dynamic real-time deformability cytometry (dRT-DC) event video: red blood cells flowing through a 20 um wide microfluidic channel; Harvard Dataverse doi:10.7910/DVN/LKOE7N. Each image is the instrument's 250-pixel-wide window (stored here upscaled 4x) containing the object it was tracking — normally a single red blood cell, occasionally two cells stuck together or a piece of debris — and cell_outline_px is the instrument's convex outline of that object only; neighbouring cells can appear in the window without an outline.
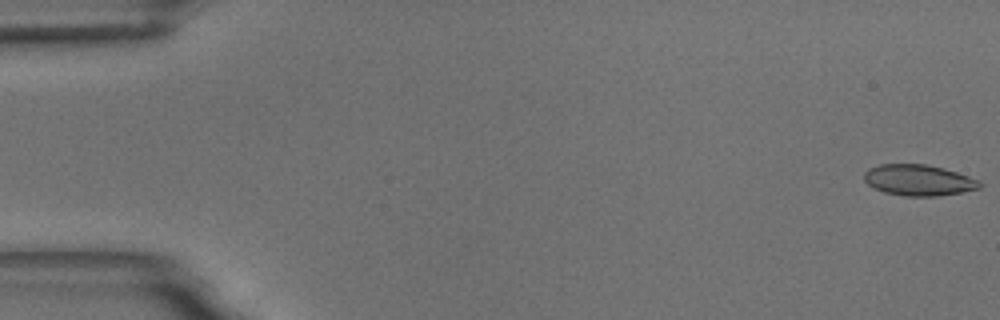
{"species": "common noctule bat (a hibernating species)", "species_latin": "Nyctalus noctula", "temperature_condition": "room temperature", "stored_images_in_passage": 56, "camera_frame_rate_fps": 3000, "um_per_image_px": 0.085, "animal": {"sex": "male", "body_mass_g": 18.8}, "frame": {"image": 1, "passage_image": 1, "time_ms": 0.0, "image_size_px": [1000, 320], "cell_outline_px": [[980, 188], [960, 192], [936, 196], [904, 196], [884, 192], [868, 184], [864, 180], [864, 172], [868, 168], [880, 164], [924, 164], [944, 168], [968, 176], [976, 180], [980, 184]], "centroid_in_image_um": [78.03, 15.3], "position_along_channel_um": 7.0, "area_um2": 20.63}}
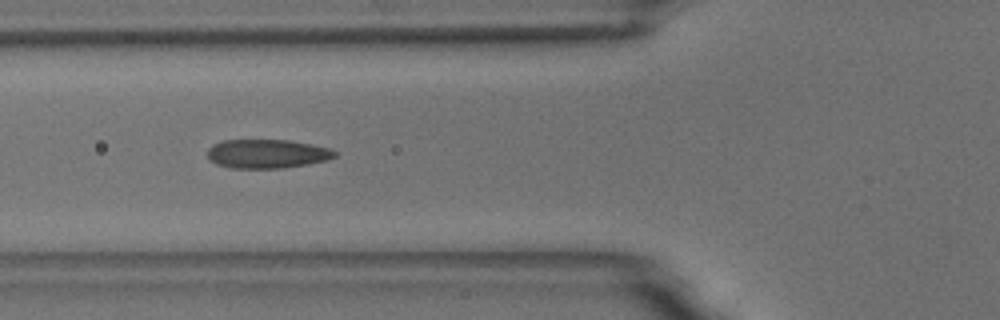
{"frame": {"image": 2, "passage_image": 21, "time_ms": 6.667, "image_size_px": [1000, 320], "cell_outline_px": [[336, 156], [328, 160], [308, 164], [280, 168], [232, 168], [216, 164], [208, 156], [208, 148], [212, 144], [224, 140], [288, 140], [312, 144], [332, 148], [336, 152]], "centroid_in_image_um": [22.73, 13.06], "position_along_channel_um": 103.1, "area_um2": 21.5}}
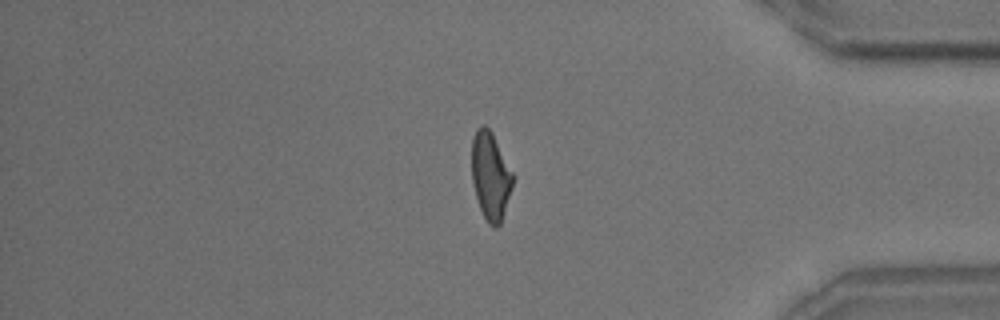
{"frame": {"image": 3, "passage_image": 47, "time_ms": 15.333, "image_size_px": [1000, 320], "cell_outline_px": [[516, 176], [500, 224], [496, 228], [492, 228], [488, 224], [480, 208], [476, 196], [472, 180], [472, 136], [476, 128], [480, 124], [484, 124], [492, 132]], "centroid_in_image_um": [41.71, 14.92], "position_along_channel_um": 393.5, "area_um2": 21.39}, "authors_computed_cell_mechanics": {"area_um2": 21.2126, "velocity_mm_per_s": 3.6484, "shape_relaxation_time_tau1_ms": 5.3604, "shape_relaxation_time_tau2_ms": 1.2689, "deformation_change_tau1": 0.1573, "deformation_change_tau2": 0.0801}}